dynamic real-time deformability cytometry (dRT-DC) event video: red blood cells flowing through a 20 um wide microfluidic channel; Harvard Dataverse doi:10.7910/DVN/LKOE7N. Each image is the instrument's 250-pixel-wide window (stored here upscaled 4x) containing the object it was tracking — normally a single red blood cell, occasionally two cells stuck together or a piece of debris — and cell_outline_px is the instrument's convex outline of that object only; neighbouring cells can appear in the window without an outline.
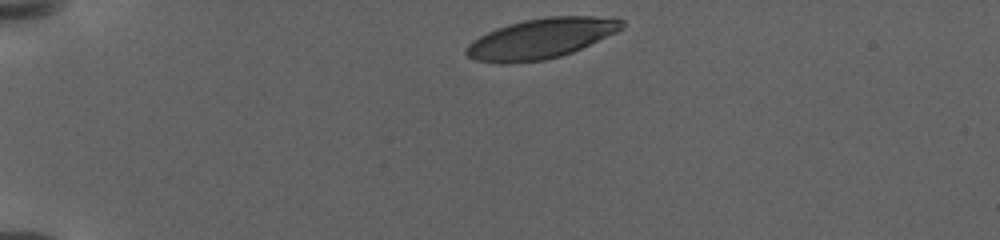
{"species": "human", "species_latin": "Homo sapiens", "temperature_condition": "warm", "stored_images_in_passage": 54, "camera_frame_rate_fps": 3000, "um_per_image_px": 0.085, "donor": {"sex": "female"}, "frame": {"image": 1, "passage_image": 1, "time_ms": 0.0, "image_size_px": [1000, 240], "cell_outline_px": [[624, 28], [616, 32], [572, 52], [560, 56], [544, 60], [504, 64], [500, 64], [476, 60], [468, 56], [464, 52], [468, 44], [472, 40], [496, 28], [508, 24], [524, 20], [548, 16], [592, 16], [624, 20]], "centroid_in_image_um": [45.95, 3.27], "position_along_channel_um": 39.1, "area_um2": 36.24}}
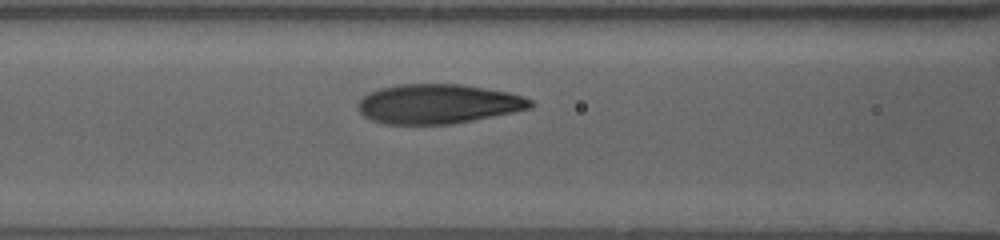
{"frame": {"image": 2, "passage_image": 14, "time_ms": 5.333, "image_size_px": [1000, 240], "cell_outline_px": [[536, 104], [532, 108], [452, 124], [384, 124], [372, 120], [364, 116], [360, 112], [360, 100], [368, 92], [380, 88], [400, 84], [460, 84], [508, 92], [524, 96], [532, 100]], "centroid_in_image_um": [37.26, 8.83], "position_along_channel_um": 129.3, "area_um2": 39.54}}
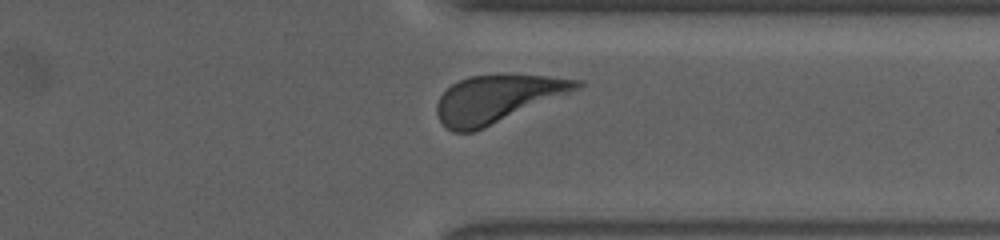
{"frame": {"image": 3, "passage_image": 46, "time_ms": 13.667, "image_size_px": [1000, 240], "cell_outline_px": [[584, 84], [580, 88], [484, 128], [472, 132], [452, 132], [440, 120], [436, 112], [436, 104], [440, 96], [452, 84], [468, 76], [500, 72], [508, 72], [548, 76], [584, 80]], "centroid_in_image_um": [42.28, 8.34], "position_along_channel_um": 369.1, "area_um2": 39.13}, "authors_computed_cell_mechanics": {"area_um2": 39.1884, "velocity_mm_per_s": 2.8753, "shape_relaxation_time_tau1_ms": 3.4146, "shape_relaxation_time_tau2_ms": 1.5954, "deformation_change_tau1": 0.1878, "deformation_change_tau2": 0.0844}}